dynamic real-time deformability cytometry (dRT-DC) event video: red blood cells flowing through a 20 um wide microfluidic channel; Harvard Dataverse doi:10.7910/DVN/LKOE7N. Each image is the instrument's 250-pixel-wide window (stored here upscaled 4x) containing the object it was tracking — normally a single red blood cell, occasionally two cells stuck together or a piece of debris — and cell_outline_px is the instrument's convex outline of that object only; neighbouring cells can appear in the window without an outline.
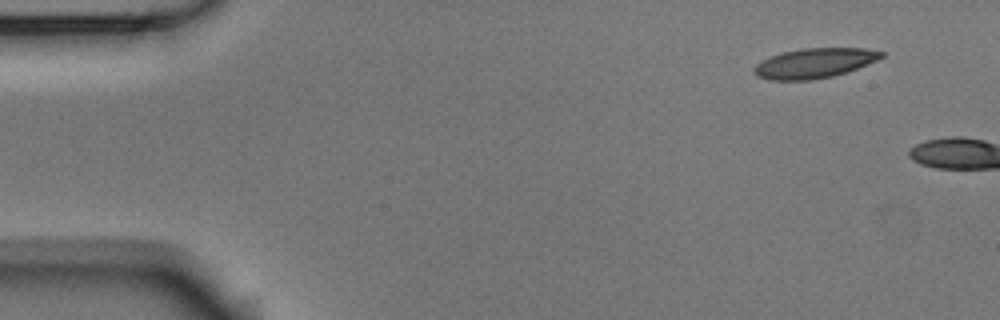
{"species": "Egyptian fruit bat (a non-hibernating species)", "species_latin": "Rousettus aegyptiacus", "temperature_condition": "room temperature", "stored_images_in_passage": 2, "camera_frame_rate_fps": 3000, "um_per_image_px": 0.085, "animal": {"sex": "male"}, "frame": {"image": 1, "passage_image": 1, "time_ms": 0.0, "image_size_px": [1000, 320], "cell_outline_px": [[884, 56], [880, 60], [848, 72], [832, 76], [812, 80], [768, 80], [756, 76], [752, 72], [752, 68], [756, 64], [772, 56], [784, 52], [800, 48], [864, 48], [884, 52]], "centroid_in_image_um": [69.25, 5.37], "position_along_channel_um": 15.8, "area_um2": 22.37}}